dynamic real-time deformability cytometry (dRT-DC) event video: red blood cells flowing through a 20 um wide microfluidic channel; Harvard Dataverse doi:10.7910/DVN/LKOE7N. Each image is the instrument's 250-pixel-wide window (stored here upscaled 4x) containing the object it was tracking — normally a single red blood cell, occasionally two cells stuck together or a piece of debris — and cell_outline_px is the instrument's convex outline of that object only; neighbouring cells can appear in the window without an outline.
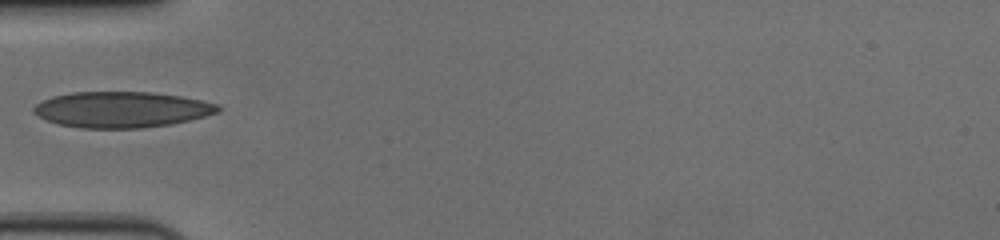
{"species": "human", "species_latin": "Homo sapiens", "temperature_condition": "cold", "stored_images_in_passage": 38, "camera_frame_rate_fps": 3000, "um_per_image_px": 0.085, "donor": {"sex": "female"}, "frame": {"image": 1, "passage_image": 1, "time_ms": 0.0, "image_size_px": [1000, 240], "cell_outline_px": [[220, 112], [172, 124], [140, 128], [80, 128], [60, 124], [48, 120], [32, 112], [32, 108], [36, 104], [52, 96], [72, 92], [152, 92], [180, 96], [200, 100], [216, 104], [220, 108]], "centroid_in_image_um": [10.32, 9.31], "position_along_channel_um": 74.7, "area_um2": 38.32}}
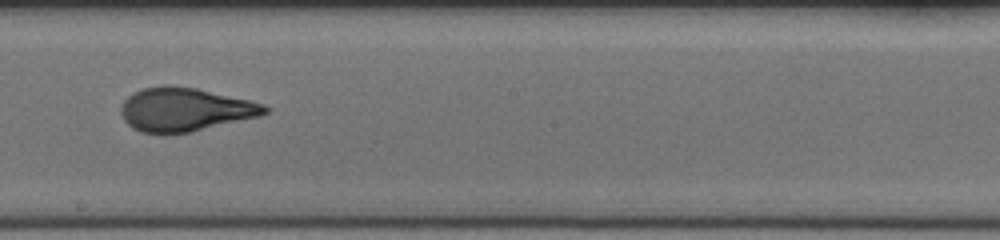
{"frame": {"image": 2, "passage_image": 14, "time_ms": 4.333, "image_size_px": [1000, 240], "cell_outline_px": [[268, 112], [260, 116], [192, 132], [164, 136], [140, 132], [132, 128], [124, 120], [120, 112], [120, 108], [124, 100], [132, 92], [144, 88], [164, 84], [196, 88], [248, 100], [264, 104], [268, 108]], "centroid_in_image_um": [15.66, 9.34], "position_along_channel_um": 232.5, "area_um2": 37.05}}
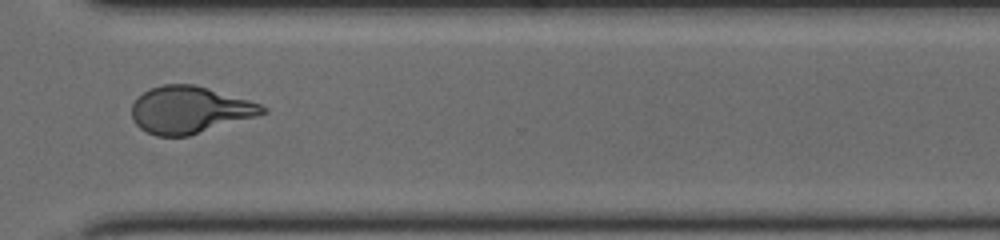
{"frame": {"image": 3, "passage_image": 24, "time_ms": 7.667, "image_size_px": [1000, 240], "cell_outline_px": [[268, 112], [256, 116], [188, 136], [156, 136], [140, 128], [132, 120], [132, 104], [144, 92], [152, 88], [164, 84], [196, 84], [248, 100], [260, 104], [268, 108]], "centroid_in_image_um": [16.12, 9.34], "position_along_channel_um": 354.5, "area_um2": 35.55}}